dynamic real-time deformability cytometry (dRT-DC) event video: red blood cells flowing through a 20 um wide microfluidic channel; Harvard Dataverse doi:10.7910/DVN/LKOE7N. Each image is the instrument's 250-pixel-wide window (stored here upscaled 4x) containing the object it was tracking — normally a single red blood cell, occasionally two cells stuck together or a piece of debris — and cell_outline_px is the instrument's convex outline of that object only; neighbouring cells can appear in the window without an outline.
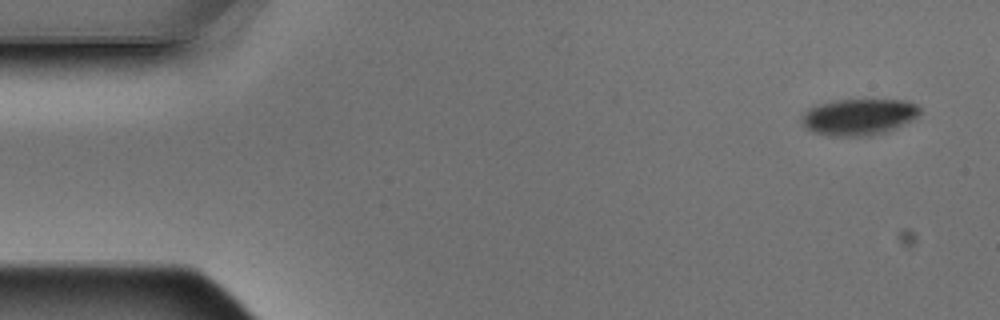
{"species": "Egyptian fruit bat (a non-hibernating species)", "species_latin": "Rousettus aegyptiacus", "temperature_condition": "warm", "stored_images_in_passage": 4, "camera_frame_rate_fps": 3000, "um_per_image_px": 0.085, "animal": {"sex": "male"}, "frame": {"image": 1, "passage_image": 1, "time_ms": 0.0, "image_size_px": [1000, 320], "cell_outline_px": [[920, 112], [912, 120], [884, 132], [868, 136], [832, 136], [816, 132], [804, 128], [804, 112], [808, 108], [816, 104], [836, 100], [908, 100], [916, 104], [920, 108]], "centroid_in_image_um": [73.0, 9.92], "position_along_channel_um": 12.0, "area_um2": 24.8}}
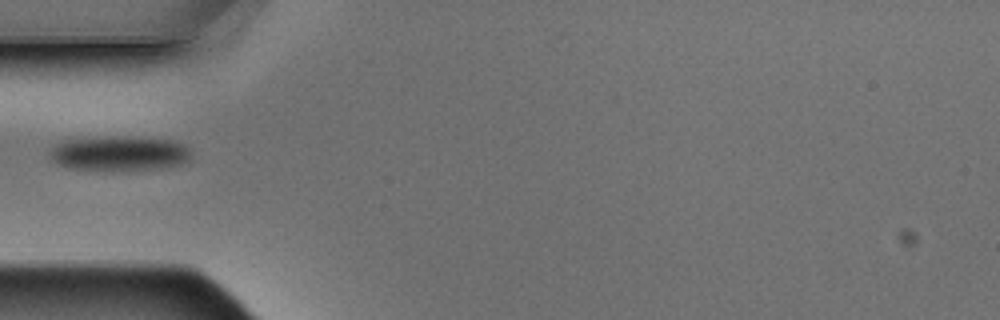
{"frame": {"image": 2, "passage_image": 4, "time_ms": 1.0, "image_size_px": [1000, 320], "cell_outline_px": [[188, 160], [180, 164], [168, 168], [112, 172], [104, 172], [68, 168], [52, 160], [48, 156], [48, 152], [56, 144], [64, 140], [124, 136], [168, 140], [184, 144], [188, 148]], "centroid_in_image_um": [10.09, 13.08], "position_along_channel_um": 74.9, "area_um2": 29.13}}